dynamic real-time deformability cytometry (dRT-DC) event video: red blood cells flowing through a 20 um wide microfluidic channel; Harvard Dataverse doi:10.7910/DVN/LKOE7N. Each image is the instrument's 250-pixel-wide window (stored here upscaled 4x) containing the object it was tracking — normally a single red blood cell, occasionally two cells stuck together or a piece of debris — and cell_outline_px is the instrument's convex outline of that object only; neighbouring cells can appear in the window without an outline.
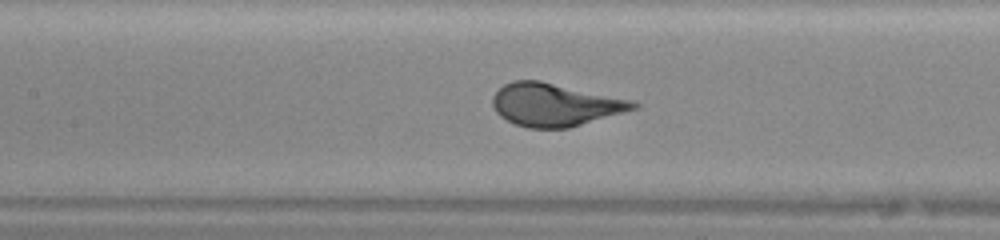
{"species": "human", "species_latin": "Homo sapiens", "temperature_condition": "warm", "stored_images_in_passage": 38, "camera_frame_rate_fps": 3000, "um_per_image_px": 0.085, "donor": {"sex": "female"}, "frame": {"image": 1, "passage_image": 22, "time_ms": 7.0, "image_size_px": [1000, 240], "cell_outline_px": [[640, 108], [568, 128], [528, 128], [516, 124], [500, 116], [496, 112], [492, 104], [492, 96], [504, 84], [512, 80], [540, 80], [636, 100], [640, 104]], "centroid_in_image_um": [47.22, 8.89], "position_along_channel_um": 160.2, "area_um2": 35.49}}